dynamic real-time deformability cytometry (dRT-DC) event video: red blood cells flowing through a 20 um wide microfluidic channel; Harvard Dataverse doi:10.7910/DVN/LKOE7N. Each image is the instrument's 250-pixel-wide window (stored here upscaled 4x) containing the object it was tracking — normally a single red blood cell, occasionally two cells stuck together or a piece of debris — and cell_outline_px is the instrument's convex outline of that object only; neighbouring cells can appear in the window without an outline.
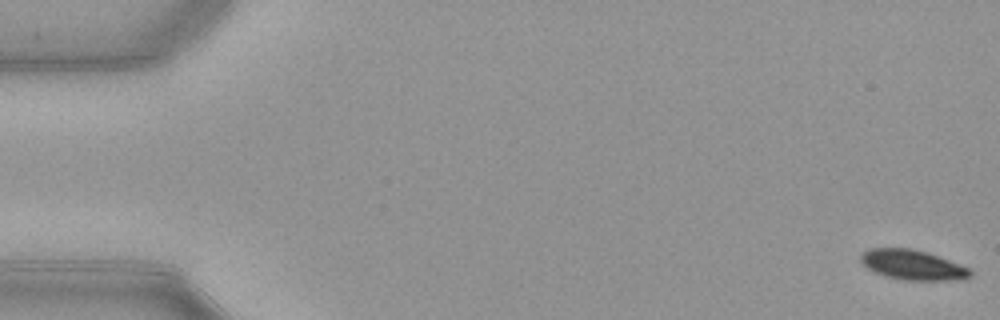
{"species": "common noctule bat (a hibernating species)", "species_latin": "Nyctalus noctula", "temperature_condition": "warm", "stored_images_in_passage": 53, "camera_frame_rate_fps": 3000, "um_per_image_px": 0.085, "animal": {"sex": "female", "body_mass_g": 21.9}, "frame": {"image": 1, "passage_image": 1, "time_ms": 0.0, "image_size_px": [1000, 320], "cell_outline_px": [[972, 276], [956, 280], [900, 280], [876, 272], [868, 268], [860, 260], [860, 252], [868, 248], [912, 248], [928, 252], [968, 268], [972, 272]], "centroid_in_image_um": [77.54, 22.5], "position_along_channel_um": 7.5, "area_um2": 19.02}}
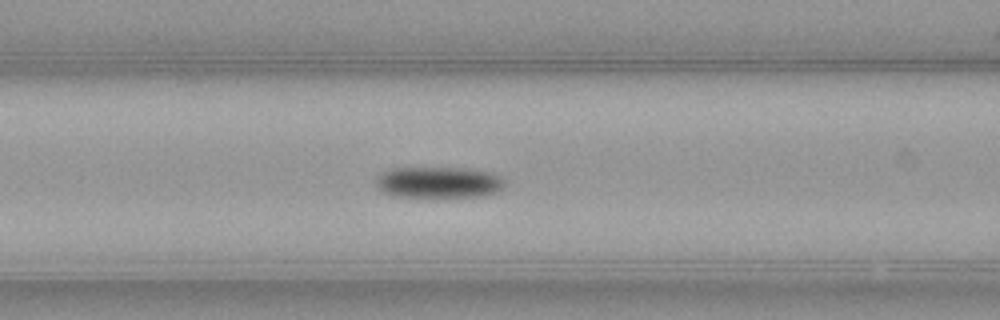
{"frame": {"image": 2, "passage_image": 22, "time_ms": 7.0, "image_size_px": [1000, 320], "cell_outline_px": [[504, 184], [496, 192], [484, 196], [432, 200], [392, 196], [384, 192], [376, 184], [376, 176], [380, 172], [392, 168], [472, 168], [492, 172], [500, 176], [504, 180]], "centroid_in_image_um": [37.27, 15.55], "position_along_channel_um": 129.3, "area_um2": 24.74}}
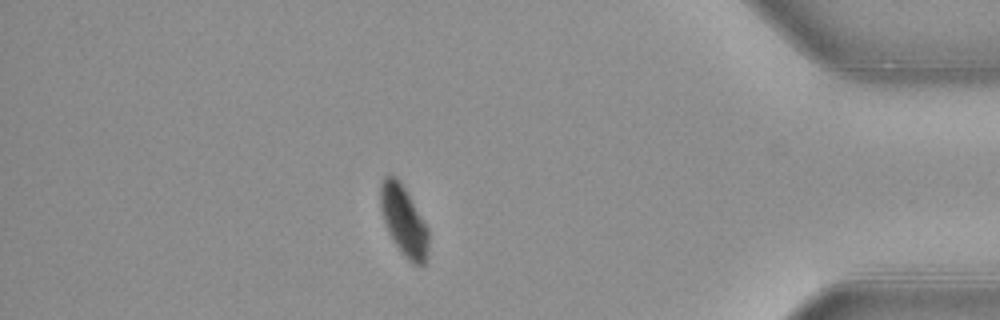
{"frame": {"image": 3, "passage_image": 46, "time_ms": 15.0, "image_size_px": [1000, 320], "cell_outline_px": [[428, 256], [424, 264], [412, 264], [400, 252], [392, 240], [388, 232], [380, 208], [380, 184], [384, 176], [388, 172], [396, 176], [400, 180], [428, 228]], "centroid_in_image_um": [34.3, 18.74], "position_along_channel_um": 400.9, "area_um2": 19.83}, "authors_computed_cell_mechanics": {"area_um2": 22.1952, "velocity_mm_per_s": 3.9205, "shape_relaxation_time_tau1_ms": 2.0465, "shape_relaxation_time_tau2_ms": null, "deformation_change_tau1": 0.1054, "deformation_change_tau2": null}}